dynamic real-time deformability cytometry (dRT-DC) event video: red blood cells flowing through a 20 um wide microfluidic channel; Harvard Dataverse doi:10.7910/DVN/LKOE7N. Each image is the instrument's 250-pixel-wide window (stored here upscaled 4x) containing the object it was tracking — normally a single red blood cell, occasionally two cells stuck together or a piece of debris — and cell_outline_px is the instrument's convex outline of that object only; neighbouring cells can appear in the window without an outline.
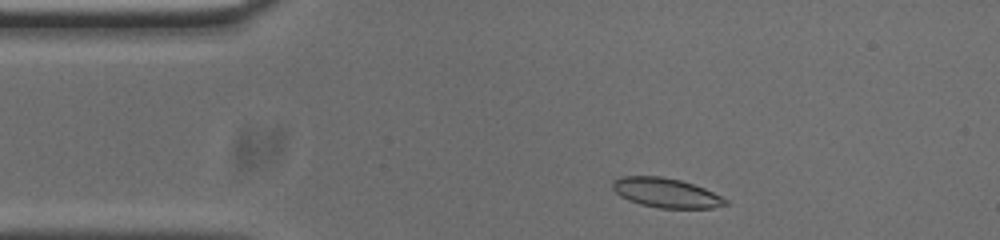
{"species": "common noctule bat (a hibernating species)", "species_latin": "Nyctalus noctula", "temperature_condition": "cold", "stored_images_in_passage": 47, "camera_frame_rate_fps": 3000, "um_per_image_px": 0.085, "animal": {"sex": "male", "body_mass_g": 20.0, "forearm_length_mm": 53.3}, "frame": {"image": 1, "passage_image": 3, "time_ms": 0.667, "image_size_px": [1000, 240], "cell_outline_px": [[728, 204], [712, 208], [660, 208], [640, 204], [628, 200], [620, 196], [612, 188], [612, 180], [620, 176], [660, 176], [680, 180], [704, 188], [728, 200]], "centroid_in_image_um": [56.58, 16.39], "position_along_channel_um": 28.4, "area_um2": 19.36}}
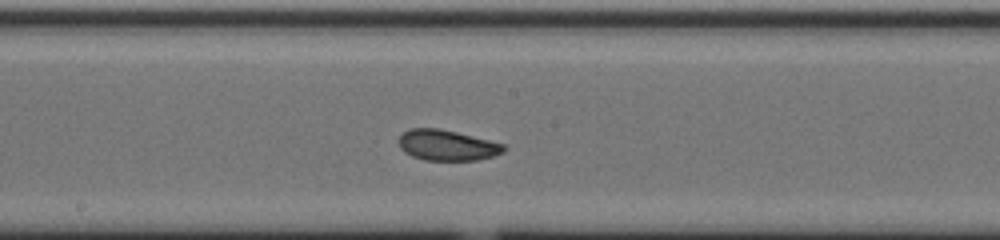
{"frame": {"image": 2, "passage_image": 21, "time_ms": 6.667, "image_size_px": [1000, 240], "cell_outline_px": [[508, 148], [504, 152], [492, 156], [476, 160], [424, 160], [412, 156], [404, 152], [400, 148], [400, 136], [408, 128], [440, 128], [504, 144]], "centroid_in_image_um": [38.0, 12.34], "position_along_channel_um": 210.2, "area_um2": 18.67}}
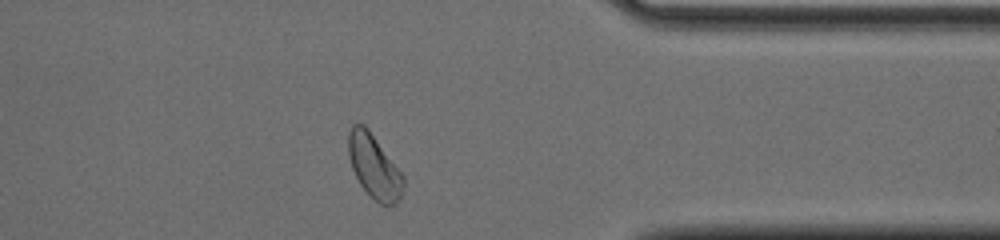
{"frame": {"image": 3, "passage_image": 36, "time_ms": 11.667, "image_size_px": [1000, 240], "cell_outline_px": [[404, 188], [396, 204], [388, 208], [380, 204], [360, 184], [352, 168], [348, 156], [348, 132], [352, 124], [364, 124], [368, 128], [404, 176]], "centroid_in_image_um": [31.8, 14.16], "position_along_channel_um": 379.6, "area_um2": 20.4}, "authors_computed_cell_mechanics": {"area_um2": 19.4208, "velocity_mm_per_s": 3.7155, "shape_relaxation_time_tau1_ms": 9.1968, "shape_relaxation_time_tau2_ms": 1.9913, "deformation_change_tau1": 0.1629, "deformation_change_tau2": 0.0569}}